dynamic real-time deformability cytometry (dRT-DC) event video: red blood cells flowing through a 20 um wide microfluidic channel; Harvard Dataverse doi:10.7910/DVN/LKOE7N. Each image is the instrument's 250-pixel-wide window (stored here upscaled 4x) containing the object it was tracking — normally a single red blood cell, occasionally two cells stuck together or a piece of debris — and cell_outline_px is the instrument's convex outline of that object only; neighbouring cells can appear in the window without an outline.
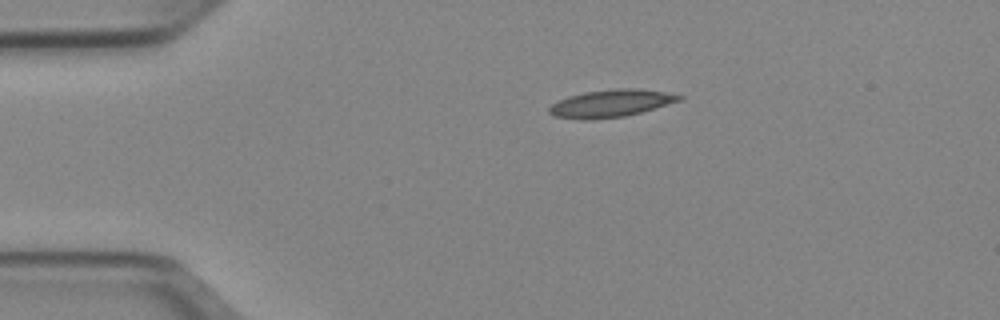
{"species": "Egyptian fruit bat (a non-hibernating species)", "species_latin": "Rousettus aegyptiacus", "temperature_condition": "cold", "stored_images_in_passage": 42, "camera_frame_rate_fps": 3000, "um_per_image_px": 0.085, "animal": {"sex": "female"}, "frame": {"image": 1, "passage_image": 1, "time_ms": 0.0, "image_size_px": [1000, 320], "cell_outline_px": [[684, 96], [680, 100], [640, 112], [624, 116], [584, 120], [580, 120], [556, 116], [548, 112], [548, 108], [556, 100], [568, 96], [584, 92], [616, 88], [636, 88], [664, 92]], "centroid_in_image_um": [51.86, 8.78], "position_along_channel_um": 33.1, "area_um2": 20.58}}
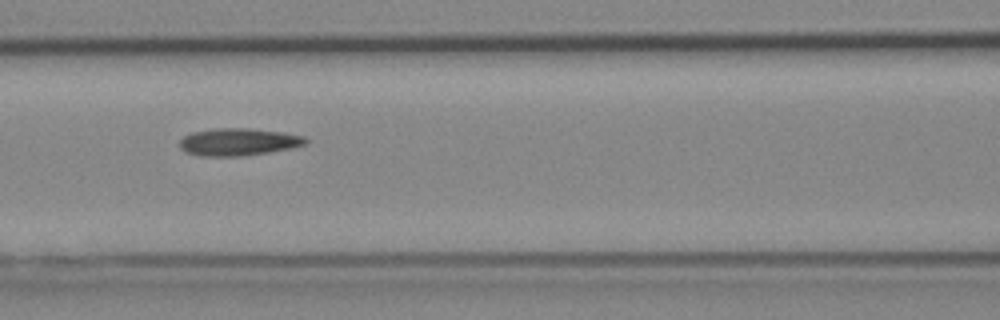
{"frame": {"image": 2, "passage_image": 13, "time_ms": 4.0, "image_size_px": [1000, 320], "cell_outline_px": [[308, 144], [292, 148], [268, 152], [240, 156], [200, 156], [188, 152], [180, 148], [180, 140], [184, 136], [192, 132], [216, 128], [248, 128], [284, 132], [304, 136], [308, 140]], "centroid_in_image_um": [20.3, 12.06], "position_along_channel_um": 146.3, "area_um2": 20.11}}
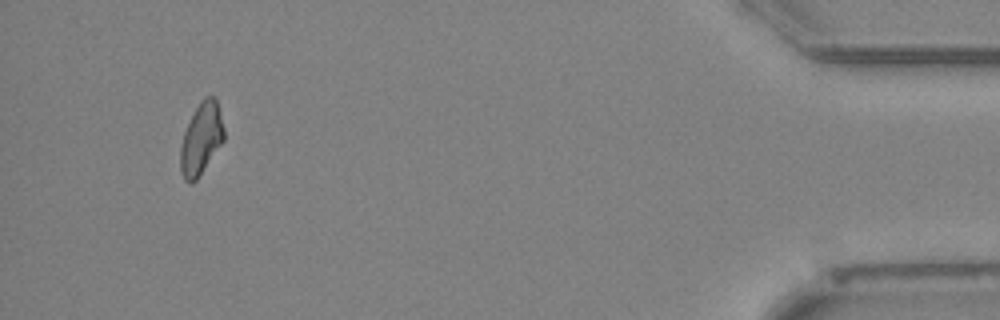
{"frame": {"image": 3, "passage_image": 39, "time_ms": 12.667, "image_size_px": [1000, 320], "cell_outline_px": [[224, 140], [196, 180], [192, 184], [188, 184], [184, 180], [180, 172], [180, 148], [184, 132], [200, 100], [204, 96], [216, 96], [224, 128]], "centroid_in_image_um": [17.1, 11.8], "position_along_channel_um": 418.1, "area_um2": 18.21}, "authors_computed_cell_mechanics": {"area_um2": 19.1029, "velocity_mm_per_s": 3.9634, "shape_relaxation_time_tau1_ms": null, "shape_relaxation_time_tau2_ms": 6.0485, "deformation_change_tau1": null, "deformation_change_tau2": 0.1442}}